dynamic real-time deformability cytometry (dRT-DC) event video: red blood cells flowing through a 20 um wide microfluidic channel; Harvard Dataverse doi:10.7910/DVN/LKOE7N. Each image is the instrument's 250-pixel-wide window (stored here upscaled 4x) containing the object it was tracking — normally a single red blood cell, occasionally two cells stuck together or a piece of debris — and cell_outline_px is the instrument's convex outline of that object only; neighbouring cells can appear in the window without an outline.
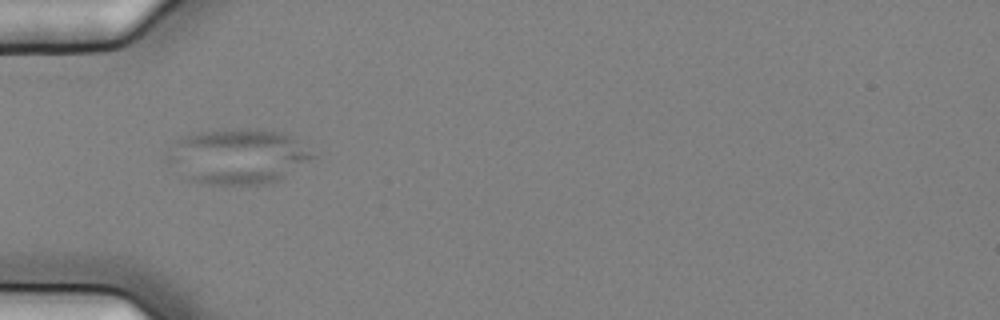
{"species": "common noctule bat (a hibernating species)", "species_latin": "Nyctalus noctula", "temperature_condition": "cold", "stored_images_in_passage": 39, "camera_frame_rate_fps": 3000, "um_per_image_px": 0.085, "animal": {"sex": "female", "body_mass_g": 25.1}, "frame": {"image": 1, "passage_image": 1, "time_ms": 0.0, "image_size_px": [1000, 320], "cell_outline_px": [[316, 156], [280, 180], [264, 184], [204, 184], [192, 180], [168, 164], [168, 156], [176, 140], [180, 136], [200, 132], [236, 128], [256, 128], [280, 132], [292, 136]], "centroid_in_image_um": [20.22, 13.28], "position_along_channel_um": 64.8, "area_um2": 46.41}}
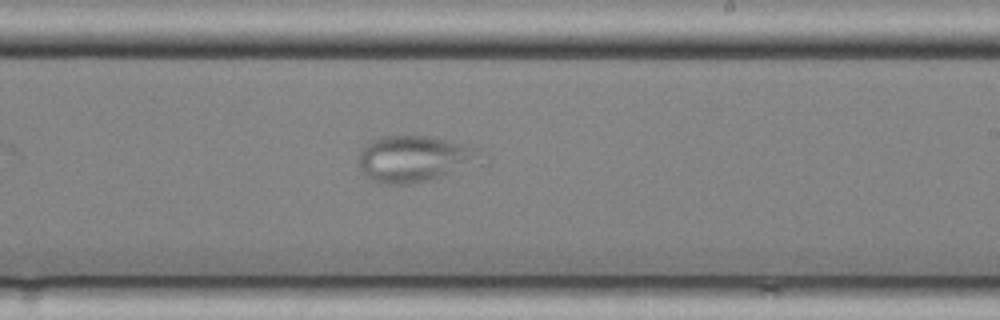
{"frame": {"image": 2, "passage_image": 17, "time_ms": 5.333, "image_size_px": [1000, 320], "cell_outline_px": [[480, 148], [472, 160], [452, 172], [440, 176], [412, 184], [380, 184], [364, 176], [360, 164], [360, 152], [372, 140], [380, 136], [428, 136]], "centroid_in_image_um": [35.06, 13.49], "position_along_channel_um": 253.9, "area_um2": 31.5}}
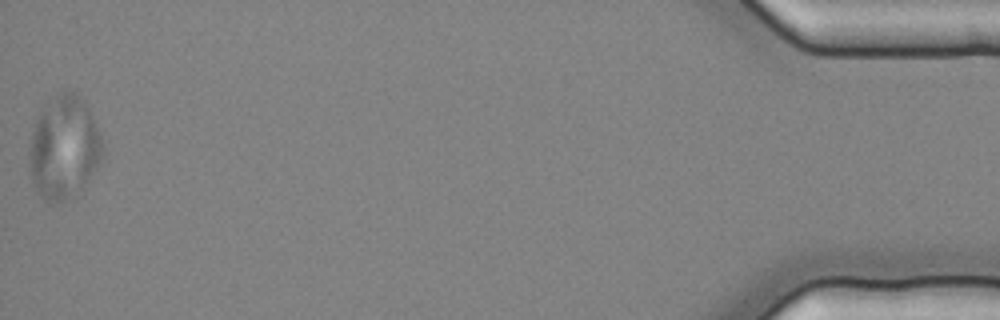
{"frame": {"image": 3, "passage_image": 39, "time_ms": 12.667, "image_size_px": [1000, 320], "cell_outline_px": [[104, 148], [100, 160], [76, 196], [72, 200], [60, 204], [52, 204], [44, 200], [36, 192], [32, 184], [28, 152], [32, 132], [36, 120], [40, 112], [60, 92], [76, 92], [84, 100], [96, 124], [104, 144]], "centroid_in_image_um": [5.42, 12.62], "position_along_channel_um": 429.8, "area_um2": 44.16}}